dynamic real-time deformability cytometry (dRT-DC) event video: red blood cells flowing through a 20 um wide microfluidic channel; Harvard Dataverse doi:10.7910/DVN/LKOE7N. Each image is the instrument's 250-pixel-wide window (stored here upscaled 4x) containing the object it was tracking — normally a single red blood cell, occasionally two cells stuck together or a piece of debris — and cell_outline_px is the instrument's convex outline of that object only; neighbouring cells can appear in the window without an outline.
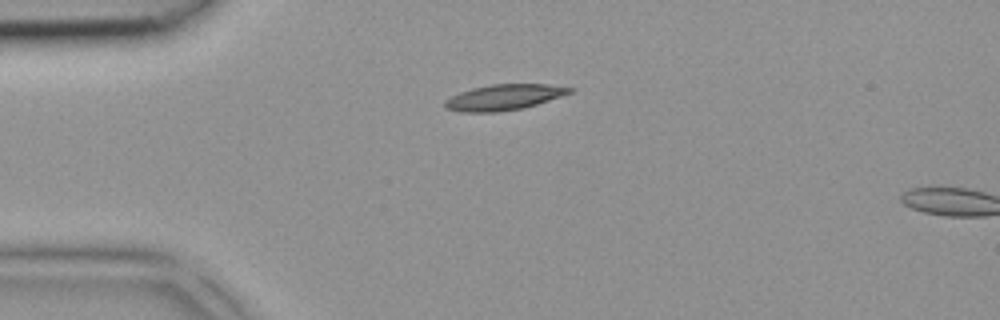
{"species": "common noctule bat (a hibernating species)", "species_latin": "Nyctalus noctula", "temperature_condition": "room temperature", "stored_images_in_passage": 5, "camera_frame_rate_fps": 3000, "um_per_image_px": 0.085, "animal": {"sex": "female", "body_mass_g": 18.4}, "frame": {"image": 1, "passage_image": 5, "time_ms": 1.333, "image_size_px": [1000, 320], "cell_outline_px": [[572, 92], [524, 108], [496, 112], [460, 112], [444, 108], [444, 100], [460, 92], [472, 88], [492, 84], [548, 84], [572, 88]], "centroid_in_image_um": [42.78, 8.27], "position_along_channel_um": 42.2, "area_um2": 18.55}}